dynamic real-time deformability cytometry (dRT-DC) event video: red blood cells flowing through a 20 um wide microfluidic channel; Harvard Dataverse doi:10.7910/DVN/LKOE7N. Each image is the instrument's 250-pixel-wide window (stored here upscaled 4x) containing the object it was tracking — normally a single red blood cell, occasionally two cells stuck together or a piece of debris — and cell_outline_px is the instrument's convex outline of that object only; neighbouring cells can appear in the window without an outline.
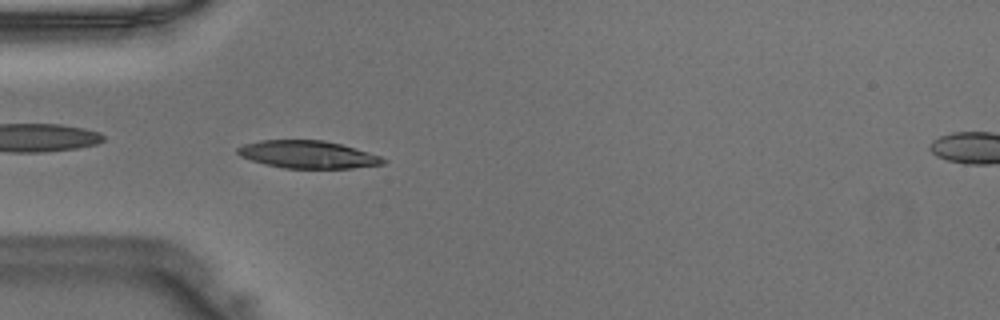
{"species": "Egyptian fruit bat (a non-hibernating species)", "species_latin": "Rousettus aegyptiacus", "temperature_condition": "warm", "stored_images_in_passage": 47, "camera_frame_rate_fps": 3000, "um_per_image_px": 0.085, "animal": {"sex": "male"}, "frame": {"image": 1, "passage_image": 14, "time_ms": 4.333, "image_size_px": [1000, 320], "cell_outline_px": [[388, 160], [384, 164], [352, 168], [284, 168], [264, 164], [240, 156], [236, 152], [236, 148], [244, 144], [260, 140], [324, 140], [340, 144], [380, 156]], "centroid_in_image_um": [26.14, 13.13], "position_along_channel_um": 58.9, "area_um2": 23.29}}
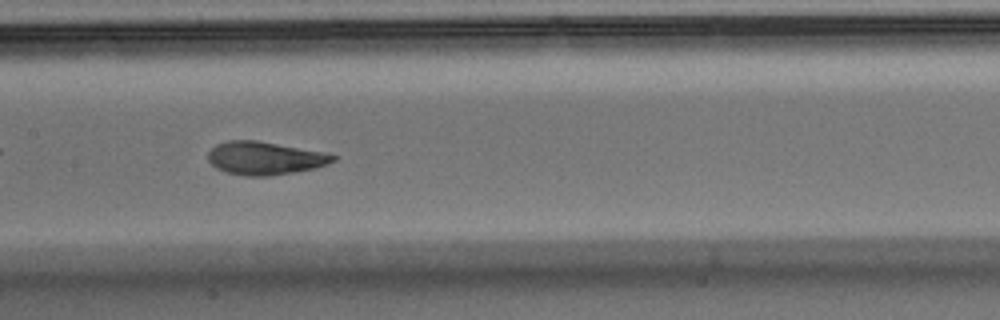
{"frame": {"image": 2, "passage_image": 23, "time_ms": 7.333, "image_size_px": [1000, 320], "cell_outline_px": [[336, 160], [328, 164], [312, 168], [292, 172], [268, 176], [248, 176], [228, 172], [216, 168], [208, 160], [208, 152], [216, 144], [228, 140], [256, 140], [324, 152], [336, 156]], "centroid_in_image_um": [22.49, 13.43], "position_along_channel_um": 184.9, "area_um2": 23.81}}
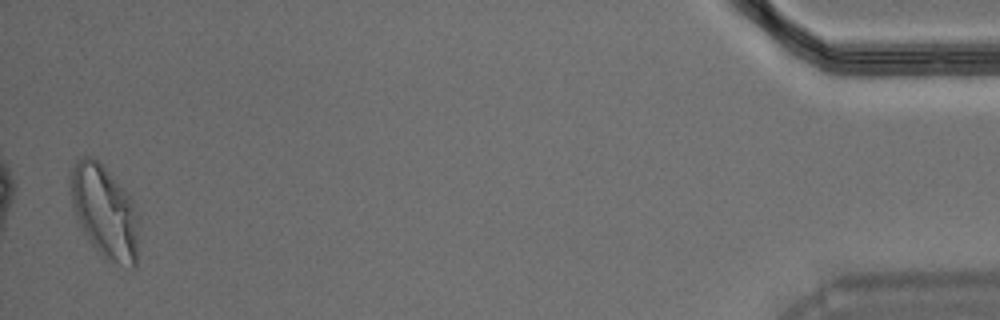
{"frame": {"image": 3, "passage_image": 46, "time_ms": 15.0, "image_size_px": [1000, 320], "cell_outline_px": [[140, 228], [136, 268], [132, 268], [104, 260], [92, 244], [84, 232], [76, 216], [72, 204], [68, 176], [76, 160], [80, 156], [88, 156], [96, 160], [128, 192], [136, 208]], "centroid_in_image_um": [8.92, 18.03], "position_along_channel_um": 426.3, "area_um2": 37.45}}